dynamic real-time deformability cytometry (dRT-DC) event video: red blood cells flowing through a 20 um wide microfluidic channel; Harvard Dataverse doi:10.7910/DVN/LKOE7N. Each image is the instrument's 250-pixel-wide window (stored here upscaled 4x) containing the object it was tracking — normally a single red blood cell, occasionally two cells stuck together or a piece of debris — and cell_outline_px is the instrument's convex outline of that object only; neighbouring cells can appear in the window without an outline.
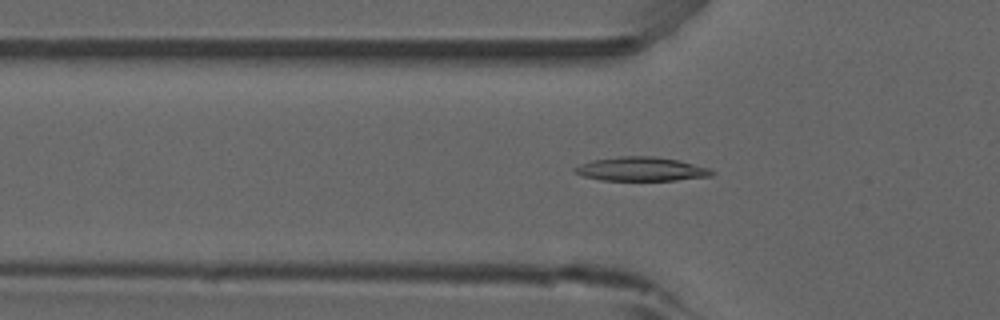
{"species": "common noctule bat (a hibernating species)", "species_latin": "Nyctalus noctula", "temperature_condition": "room temperature", "stored_images_in_passage": 52, "camera_frame_rate_fps": 3000, "um_per_image_px": 0.085, "animal": {"sex": "male", "forearm_length_mm": 52.5}, "frame": {"image": 1, "passage_image": 17, "time_ms": 5.333, "image_size_px": [1000, 320], "cell_outline_px": [[716, 172], [712, 176], [676, 180], [600, 180], [584, 176], [572, 172], [572, 168], [580, 164], [592, 160], [620, 156], [656, 156], [680, 160], [712, 168]], "centroid_in_image_um": [54.54, 14.36], "position_along_channel_um": 71.3, "area_um2": 19.42}}
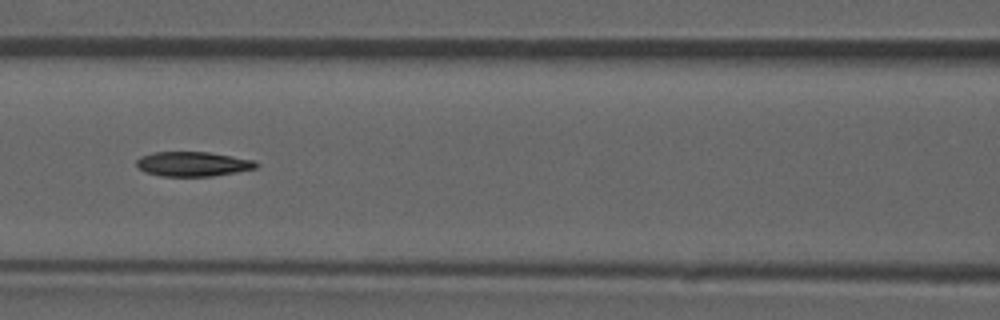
{"frame": {"image": 2, "passage_image": 23, "time_ms": 7.333, "image_size_px": [1000, 320], "cell_outline_px": [[260, 164], [256, 168], [236, 172], [212, 176], [160, 176], [144, 172], [136, 164], [136, 160], [140, 156], [152, 152], [208, 152], [252, 160]], "centroid_in_image_um": [16.35, 13.94], "position_along_channel_um": 150.2, "area_um2": 17.11}}
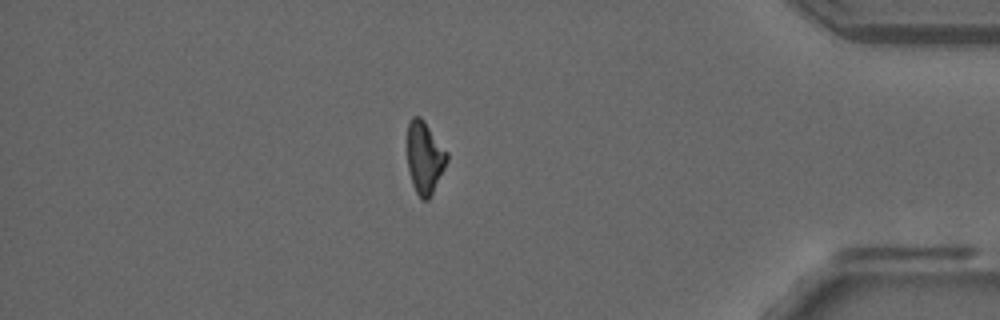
{"frame": {"image": 3, "passage_image": 45, "time_ms": 14.667, "image_size_px": [1000, 320], "cell_outline_px": [[448, 160], [428, 200], [424, 200], [416, 192], [412, 184], [408, 168], [408, 124], [412, 116], [420, 116], [424, 120], [448, 152]], "centroid_in_image_um": [36.1, 13.36], "position_along_channel_um": 399.1, "area_um2": 16.47}}